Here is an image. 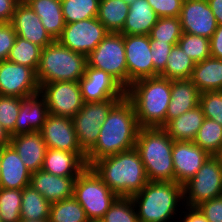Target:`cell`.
Returning a JSON list of instances; mask_svg holds the SVG:
<instances>
[{"instance_id": "obj_1", "label": "cell", "mask_w": 222, "mask_h": 222, "mask_svg": "<svg viewBox=\"0 0 222 222\" xmlns=\"http://www.w3.org/2000/svg\"><path fill=\"white\" fill-rule=\"evenodd\" d=\"M140 127L132 102L125 96L109 111L95 145L86 153L90 167L95 161L135 148Z\"/></svg>"}, {"instance_id": "obj_2", "label": "cell", "mask_w": 222, "mask_h": 222, "mask_svg": "<svg viewBox=\"0 0 222 222\" xmlns=\"http://www.w3.org/2000/svg\"><path fill=\"white\" fill-rule=\"evenodd\" d=\"M90 167L118 197H132L149 182L135 148L101 158Z\"/></svg>"}, {"instance_id": "obj_3", "label": "cell", "mask_w": 222, "mask_h": 222, "mask_svg": "<svg viewBox=\"0 0 222 222\" xmlns=\"http://www.w3.org/2000/svg\"><path fill=\"white\" fill-rule=\"evenodd\" d=\"M140 128L166 125V112L171 99V80L157 76L134 81L126 89Z\"/></svg>"}, {"instance_id": "obj_4", "label": "cell", "mask_w": 222, "mask_h": 222, "mask_svg": "<svg viewBox=\"0 0 222 222\" xmlns=\"http://www.w3.org/2000/svg\"><path fill=\"white\" fill-rule=\"evenodd\" d=\"M131 199L139 222H176L184 207L183 186L175 181H149Z\"/></svg>"}, {"instance_id": "obj_5", "label": "cell", "mask_w": 222, "mask_h": 222, "mask_svg": "<svg viewBox=\"0 0 222 222\" xmlns=\"http://www.w3.org/2000/svg\"><path fill=\"white\" fill-rule=\"evenodd\" d=\"M173 144L174 140L161 127L139 129L135 149L148 181H174Z\"/></svg>"}, {"instance_id": "obj_6", "label": "cell", "mask_w": 222, "mask_h": 222, "mask_svg": "<svg viewBox=\"0 0 222 222\" xmlns=\"http://www.w3.org/2000/svg\"><path fill=\"white\" fill-rule=\"evenodd\" d=\"M87 57L73 52L57 40L42 48L38 69V83L72 81L78 82L85 73Z\"/></svg>"}, {"instance_id": "obj_7", "label": "cell", "mask_w": 222, "mask_h": 222, "mask_svg": "<svg viewBox=\"0 0 222 222\" xmlns=\"http://www.w3.org/2000/svg\"><path fill=\"white\" fill-rule=\"evenodd\" d=\"M73 197L85 210L88 220L100 221L118 196L91 167L76 178Z\"/></svg>"}, {"instance_id": "obj_8", "label": "cell", "mask_w": 222, "mask_h": 222, "mask_svg": "<svg viewBox=\"0 0 222 222\" xmlns=\"http://www.w3.org/2000/svg\"><path fill=\"white\" fill-rule=\"evenodd\" d=\"M219 196H222V163L218 156H210L183 185L184 206L196 208Z\"/></svg>"}, {"instance_id": "obj_9", "label": "cell", "mask_w": 222, "mask_h": 222, "mask_svg": "<svg viewBox=\"0 0 222 222\" xmlns=\"http://www.w3.org/2000/svg\"><path fill=\"white\" fill-rule=\"evenodd\" d=\"M87 65L99 70H104L127 89L128 72L124 35L121 33H108L87 56Z\"/></svg>"}, {"instance_id": "obj_10", "label": "cell", "mask_w": 222, "mask_h": 222, "mask_svg": "<svg viewBox=\"0 0 222 222\" xmlns=\"http://www.w3.org/2000/svg\"><path fill=\"white\" fill-rule=\"evenodd\" d=\"M120 99H107L96 102H86L80 111L72 118L81 149L87 153L96 143L101 125L107 118L110 109Z\"/></svg>"}, {"instance_id": "obj_11", "label": "cell", "mask_w": 222, "mask_h": 222, "mask_svg": "<svg viewBox=\"0 0 222 222\" xmlns=\"http://www.w3.org/2000/svg\"><path fill=\"white\" fill-rule=\"evenodd\" d=\"M108 33L96 17L65 24L61 35L56 40L73 52L87 57Z\"/></svg>"}, {"instance_id": "obj_12", "label": "cell", "mask_w": 222, "mask_h": 222, "mask_svg": "<svg viewBox=\"0 0 222 222\" xmlns=\"http://www.w3.org/2000/svg\"><path fill=\"white\" fill-rule=\"evenodd\" d=\"M39 93L45 99L49 114L73 118L84 101L79 82L59 81L42 84Z\"/></svg>"}, {"instance_id": "obj_13", "label": "cell", "mask_w": 222, "mask_h": 222, "mask_svg": "<svg viewBox=\"0 0 222 222\" xmlns=\"http://www.w3.org/2000/svg\"><path fill=\"white\" fill-rule=\"evenodd\" d=\"M39 91L34 69L8 60L0 61V95L25 98Z\"/></svg>"}, {"instance_id": "obj_14", "label": "cell", "mask_w": 222, "mask_h": 222, "mask_svg": "<svg viewBox=\"0 0 222 222\" xmlns=\"http://www.w3.org/2000/svg\"><path fill=\"white\" fill-rule=\"evenodd\" d=\"M128 87L142 78L154 77L149 35H124Z\"/></svg>"}, {"instance_id": "obj_15", "label": "cell", "mask_w": 222, "mask_h": 222, "mask_svg": "<svg viewBox=\"0 0 222 222\" xmlns=\"http://www.w3.org/2000/svg\"><path fill=\"white\" fill-rule=\"evenodd\" d=\"M84 103L107 99H122L126 89L104 70L86 65L84 76L78 81Z\"/></svg>"}, {"instance_id": "obj_16", "label": "cell", "mask_w": 222, "mask_h": 222, "mask_svg": "<svg viewBox=\"0 0 222 222\" xmlns=\"http://www.w3.org/2000/svg\"><path fill=\"white\" fill-rule=\"evenodd\" d=\"M179 19L184 33L209 39L218 27L207 0H183Z\"/></svg>"}, {"instance_id": "obj_17", "label": "cell", "mask_w": 222, "mask_h": 222, "mask_svg": "<svg viewBox=\"0 0 222 222\" xmlns=\"http://www.w3.org/2000/svg\"><path fill=\"white\" fill-rule=\"evenodd\" d=\"M210 155L193 141H174V181L181 186L192 179Z\"/></svg>"}, {"instance_id": "obj_18", "label": "cell", "mask_w": 222, "mask_h": 222, "mask_svg": "<svg viewBox=\"0 0 222 222\" xmlns=\"http://www.w3.org/2000/svg\"><path fill=\"white\" fill-rule=\"evenodd\" d=\"M40 132L47 148L84 152L78 143L72 118L48 114Z\"/></svg>"}, {"instance_id": "obj_19", "label": "cell", "mask_w": 222, "mask_h": 222, "mask_svg": "<svg viewBox=\"0 0 222 222\" xmlns=\"http://www.w3.org/2000/svg\"><path fill=\"white\" fill-rule=\"evenodd\" d=\"M10 24L17 36L28 40L41 48L51 44L54 39L45 30L41 19L25 2L20 1L15 8Z\"/></svg>"}, {"instance_id": "obj_20", "label": "cell", "mask_w": 222, "mask_h": 222, "mask_svg": "<svg viewBox=\"0 0 222 222\" xmlns=\"http://www.w3.org/2000/svg\"><path fill=\"white\" fill-rule=\"evenodd\" d=\"M76 178L53 175L41 169L31 174L30 186L52 204L73 197Z\"/></svg>"}, {"instance_id": "obj_21", "label": "cell", "mask_w": 222, "mask_h": 222, "mask_svg": "<svg viewBox=\"0 0 222 222\" xmlns=\"http://www.w3.org/2000/svg\"><path fill=\"white\" fill-rule=\"evenodd\" d=\"M10 145L15 149L21 161L31 173L42 169L48 148L40 131L11 136Z\"/></svg>"}, {"instance_id": "obj_22", "label": "cell", "mask_w": 222, "mask_h": 222, "mask_svg": "<svg viewBox=\"0 0 222 222\" xmlns=\"http://www.w3.org/2000/svg\"><path fill=\"white\" fill-rule=\"evenodd\" d=\"M86 167L85 152H70L48 148L42 170L62 177H78Z\"/></svg>"}, {"instance_id": "obj_23", "label": "cell", "mask_w": 222, "mask_h": 222, "mask_svg": "<svg viewBox=\"0 0 222 222\" xmlns=\"http://www.w3.org/2000/svg\"><path fill=\"white\" fill-rule=\"evenodd\" d=\"M0 188L19 189L30 185L31 172L11 146L1 148Z\"/></svg>"}, {"instance_id": "obj_24", "label": "cell", "mask_w": 222, "mask_h": 222, "mask_svg": "<svg viewBox=\"0 0 222 222\" xmlns=\"http://www.w3.org/2000/svg\"><path fill=\"white\" fill-rule=\"evenodd\" d=\"M48 114V106L40 93L21 98L20 111L15 124V135L40 131Z\"/></svg>"}, {"instance_id": "obj_25", "label": "cell", "mask_w": 222, "mask_h": 222, "mask_svg": "<svg viewBox=\"0 0 222 222\" xmlns=\"http://www.w3.org/2000/svg\"><path fill=\"white\" fill-rule=\"evenodd\" d=\"M200 91L190 80L171 81V99L166 112V124L199 105Z\"/></svg>"}, {"instance_id": "obj_26", "label": "cell", "mask_w": 222, "mask_h": 222, "mask_svg": "<svg viewBox=\"0 0 222 222\" xmlns=\"http://www.w3.org/2000/svg\"><path fill=\"white\" fill-rule=\"evenodd\" d=\"M158 18L147 0H135L129 5V12L120 33L123 35H149Z\"/></svg>"}, {"instance_id": "obj_27", "label": "cell", "mask_w": 222, "mask_h": 222, "mask_svg": "<svg viewBox=\"0 0 222 222\" xmlns=\"http://www.w3.org/2000/svg\"><path fill=\"white\" fill-rule=\"evenodd\" d=\"M205 116L200 105L169 121L163 129L174 141H194Z\"/></svg>"}, {"instance_id": "obj_28", "label": "cell", "mask_w": 222, "mask_h": 222, "mask_svg": "<svg viewBox=\"0 0 222 222\" xmlns=\"http://www.w3.org/2000/svg\"><path fill=\"white\" fill-rule=\"evenodd\" d=\"M41 19L45 30L56 40L62 33L65 22L60 0H25Z\"/></svg>"}, {"instance_id": "obj_29", "label": "cell", "mask_w": 222, "mask_h": 222, "mask_svg": "<svg viewBox=\"0 0 222 222\" xmlns=\"http://www.w3.org/2000/svg\"><path fill=\"white\" fill-rule=\"evenodd\" d=\"M190 80L200 92L222 90V59L210 57L197 62Z\"/></svg>"}, {"instance_id": "obj_30", "label": "cell", "mask_w": 222, "mask_h": 222, "mask_svg": "<svg viewBox=\"0 0 222 222\" xmlns=\"http://www.w3.org/2000/svg\"><path fill=\"white\" fill-rule=\"evenodd\" d=\"M128 12L129 5L123 0H100L97 19L109 33H120Z\"/></svg>"}, {"instance_id": "obj_31", "label": "cell", "mask_w": 222, "mask_h": 222, "mask_svg": "<svg viewBox=\"0 0 222 222\" xmlns=\"http://www.w3.org/2000/svg\"><path fill=\"white\" fill-rule=\"evenodd\" d=\"M195 64V61L177 44L171 48L166 68L159 76L171 81L190 79Z\"/></svg>"}, {"instance_id": "obj_32", "label": "cell", "mask_w": 222, "mask_h": 222, "mask_svg": "<svg viewBox=\"0 0 222 222\" xmlns=\"http://www.w3.org/2000/svg\"><path fill=\"white\" fill-rule=\"evenodd\" d=\"M50 203L30 185L22 189L20 217L24 220L49 219Z\"/></svg>"}, {"instance_id": "obj_33", "label": "cell", "mask_w": 222, "mask_h": 222, "mask_svg": "<svg viewBox=\"0 0 222 222\" xmlns=\"http://www.w3.org/2000/svg\"><path fill=\"white\" fill-rule=\"evenodd\" d=\"M193 142L210 156H217L222 150V125L205 118Z\"/></svg>"}, {"instance_id": "obj_34", "label": "cell", "mask_w": 222, "mask_h": 222, "mask_svg": "<svg viewBox=\"0 0 222 222\" xmlns=\"http://www.w3.org/2000/svg\"><path fill=\"white\" fill-rule=\"evenodd\" d=\"M41 52L42 48L40 46L17 36L7 60L37 71Z\"/></svg>"}, {"instance_id": "obj_35", "label": "cell", "mask_w": 222, "mask_h": 222, "mask_svg": "<svg viewBox=\"0 0 222 222\" xmlns=\"http://www.w3.org/2000/svg\"><path fill=\"white\" fill-rule=\"evenodd\" d=\"M85 210L71 197L50 205L49 222H88Z\"/></svg>"}, {"instance_id": "obj_36", "label": "cell", "mask_w": 222, "mask_h": 222, "mask_svg": "<svg viewBox=\"0 0 222 222\" xmlns=\"http://www.w3.org/2000/svg\"><path fill=\"white\" fill-rule=\"evenodd\" d=\"M100 0H61L65 24L77 22L98 15Z\"/></svg>"}, {"instance_id": "obj_37", "label": "cell", "mask_w": 222, "mask_h": 222, "mask_svg": "<svg viewBox=\"0 0 222 222\" xmlns=\"http://www.w3.org/2000/svg\"><path fill=\"white\" fill-rule=\"evenodd\" d=\"M183 34L179 17H159L149 34L150 40L178 43Z\"/></svg>"}, {"instance_id": "obj_38", "label": "cell", "mask_w": 222, "mask_h": 222, "mask_svg": "<svg viewBox=\"0 0 222 222\" xmlns=\"http://www.w3.org/2000/svg\"><path fill=\"white\" fill-rule=\"evenodd\" d=\"M22 190L0 188V218L2 222L21 220Z\"/></svg>"}, {"instance_id": "obj_39", "label": "cell", "mask_w": 222, "mask_h": 222, "mask_svg": "<svg viewBox=\"0 0 222 222\" xmlns=\"http://www.w3.org/2000/svg\"><path fill=\"white\" fill-rule=\"evenodd\" d=\"M178 45L195 63L211 57L209 38L183 32Z\"/></svg>"}, {"instance_id": "obj_40", "label": "cell", "mask_w": 222, "mask_h": 222, "mask_svg": "<svg viewBox=\"0 0 222 222\" xmlns=\"http://www.w3.org/2000/svg\"><path fill=\"white\" fill-rule=\"evenodd\" d=\"M100 222H139L131 197H118Z\"/></svg>"}, {"instance_id": "obj_41", "label": "cell", "mask_w": 222, "mask_h": 222, "mask_svg": "<svg viewBox=\"0 0 222 222\" xmlns=\"http://www.w3.org/2000/svg\"><path fill=\"white\" fill-rule=\"evenodd\" d=\"M20 106L21 98L0 95V125L10 133V136L15 135Z\"/></svg>"}, {"instance_id": "obj_42", "label": "cell", "mask_w": 222, "mask_h": 222, "mask_svg": "<svg viewBox=\"0 0 222 222\" xmlns=\"http://www.w3.org/2000/svg\"><path fill=\"white\" fill-rule=\"evenodd\" d=\"M199 105L205 118L222 125V90L201 92Z\"/></svg>"}, {"instance_id": "obj_43", "label": "cell", "mask_w": 222, "mask_h": 222, "mask_svg": "<svg viewBox=\"0 0 222 222\" xmlns=\"http://www.w3.org/2000/svg\"><path fill=\"white\" fill-rule=\"evenodd\" d=\"M151 58L154 67V77L159 76L166 68L171 48L178 43H163L159 40H150Z\"/></svg>"}, {"instance_id": "obj_44", "label": "cell", "mask_w": 222, "mask_h": 222, "mask_svg": "<svg viewBox=\"0 0 222 222\" xmlns=\"http://www.w3.org/2000/svg\"><path fill=\"white\" fill-rule=\"evenodd\" d=\"M158 17H179L183 0H147Z\"/></svg>"}, {"instance_id": "obj_45", "label": "cell", "mask_w": 222, "mask_h": 222, "mask_svg": "<svg viewBox=\"0 0 222 222\" xmlns=\"http://www.w3.org/2000/svg\"><path fill=\"white\" fill-rule=\"evenodd\" d=\"M17 34L10 23H0V61L7 60Z\"/></svg>"}, {"instance_id": "obj_46", "label": "cell", "mask_w": 222, "mask_h": 222, "mask_svg": "<svg viewBox=\"0 0 222 222\" xmlns=\"http://www.w3.org/2000/svg\"><path fill=\"white\" fill-rule=\"evenodd\" d=\"M196 208L208 222H222V196L203 202Z\"/></svg>"}, {"instance_id": "obj_47", "label": "cell", "mask_w": 222, "mask_h": 222, "mask_svg": "<svg viewBox=\"0 0 222 222\" xmlns=\"http://www.w3.org/2000/svg\"><path fill=\"white\" fill-rule=\"evenodd\" d=\"M19 0H0V23H10Z\"/></svg>"}, {"instance_id": "obj_48", "label": "cell", "mask_w": 222, "mask_h": 222, "mask_svg": "<svg viewBox=\"0 0 222 222\" xmlns=\"http://www.w3.org/2000/svg\"><path fill=\"white\" fill-rule=\"evenodd\" d=\"M178 219H179V222H208L206 218L204 217V215L197 208H192V207H187V206H185L181 210V214L179 215L177 220Z\"/></svg>"}, {"instance_id": "obj_49", "label": "cell", "mask_w": 222, "mask_h": 222, "mask_svg": "<svg viewBox=\"0 0 222 222\" xmlns=\"http://www.w3.org/2000/svg\"><path fill=\"white\" fill-rule=\"evenodd\" d=\"M211 57L222 59V25H218L210 38Z\"/></svg>"}, {"instance_id": "obj_50", "label": "cell", "mask_w": 222, "mask_h": 222, "mask_svg": "<svg viewBox=\"0 0 222 222\" xmlns=\"http://www.w3.org/2000/svg\"><path fill=\"white\" fill-rule=\"evenodd\" d=\"M207 2L216 18L217 24L222 25V0H207Z\"/></svg>"}, {"instance_id": "obj_51", "label": "cell", "mask_w": 222, "mask_h": 222, "mask_svg": "<svg viewBox=\"0 0 222 222\" xmlns=\"http://www.w3.org/2000/svg\"><path fill=\"white\" fill-rule=\"evenodd\" d=\"M10 133L0 125V148L10 145Z\"/></svg>"}, {"instance_id": "obj_52", "label": "cell", "mask_w": 222, "mask_h": 222, "mask_svg": "<svg viewBox=\"0 0 222 222\" xmlns=\"http://www.w3.org/2000/svg\"><path fill=\"white\" fill-rule=\"evenodd\" d=\"M19 222H49V219H43V220H24V219H21Z\"/></svg>"}, {"instance_id": "obj_53", "label": "cell", "mask_w": 222, "mask_h": 222, "mask_svg": "<svg viewBox=\"0 0 222 222\" xmlns=\"http://www.w3.org/2000/svg\"><path fill=\"white\" fill-rule=\"evenodd\" d=\"M126 4L130 5L132 4L135 0H123Z\"/></svg>"}, {"instance_id": "obj_54", "label": "cell", "mask_w": 222, "mask_h": 222, "mask_svg": "<svg viewBox=\"0 0 222 222\" xmlns=\"http://www.w3.org/2000/svg\"><path fill=\"white\" fill-rule=\"evenodd\" d=\"M217 156L221 160V163H222V150L220 151V153Z\"/></svg>"}, {"instance_id": "obj_55", "label": "cell", "mask_w": 222, "mask_h": 222, "mask_svg": "<svg viewBox=\"0 0 222 222\" xmlns=\"http://www.w3.org/2000/svg\"><path fill=\"white\" fill-rule=\"evenodd\" d=\"M0 160H1V148H0ZM0 173H1V165H0Z\"/></svg>"}, {"instance_id": "obj_56", "label": "cell", "mask_w": 222, "mask_h": 222, "mask_svg": "<svg viewBox=\"0 0 222 222\" xmlns=\"http://www.w3.org/2000/svg\"><path fill=\"white\" fill-rule=\"evenodd\" d=\"M88 222H100V221H93V220H89Z\"/></svg>"}]
</instances>
